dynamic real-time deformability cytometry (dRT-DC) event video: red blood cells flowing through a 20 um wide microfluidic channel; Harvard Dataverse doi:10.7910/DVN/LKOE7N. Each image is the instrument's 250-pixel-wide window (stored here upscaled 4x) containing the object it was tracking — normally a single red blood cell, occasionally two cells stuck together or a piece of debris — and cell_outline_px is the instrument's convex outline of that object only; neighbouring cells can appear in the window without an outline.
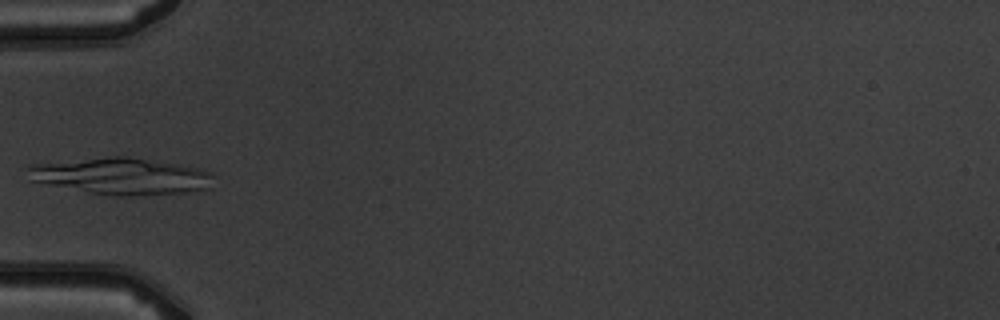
{"species": "common noctule bat (a hibernating species)", "species_latin": "Nyctalus noctula", "temperature_condition": "warm", "stored_images_in_passage": 5, "camera_frame_rate_fps": 3000, "um_per_image_px": 0.085, "animal": {"sex": "male", "body_mass_g": 19.5, "forearm_length_mm": 54.6}, "frame": {"image": 1, "passage_image": 5, "time_ms": 4.667, "image_size_px": [1000, 320], "cell_outline_px": [[212, 188], [188, 192], [132, 196], [120, 196], [88, 192], [28, 180], [28, 164], [108, 156], [128, 156], [196, 168], [212, 172]], "centroid_in_image_um": [10.28, 14.97], "position_along_channel_um": 74.7, "area_um2": 39.65}}